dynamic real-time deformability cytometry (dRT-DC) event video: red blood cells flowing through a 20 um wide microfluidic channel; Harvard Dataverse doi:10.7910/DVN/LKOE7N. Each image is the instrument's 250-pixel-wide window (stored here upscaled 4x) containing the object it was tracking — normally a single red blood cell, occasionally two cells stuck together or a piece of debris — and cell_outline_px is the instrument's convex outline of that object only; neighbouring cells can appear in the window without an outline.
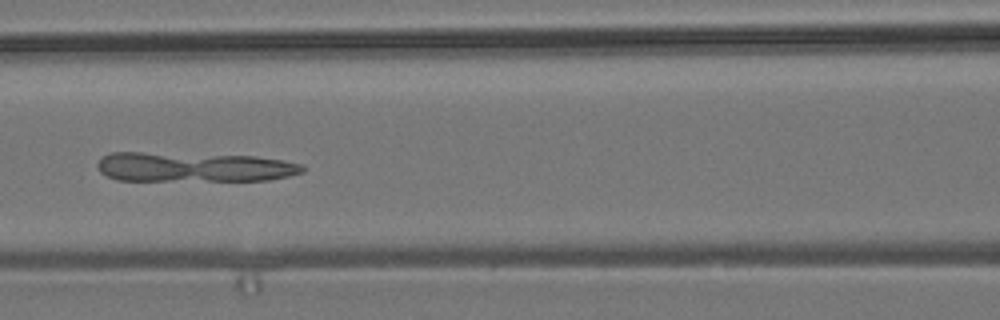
{"species": "common noctule bat (a hibernating species)", "species_latin": "Nyctalus noctula", "temperature_condition": "room temperature", "stored_images_in_passage": 54, "camera_frame_rate_fps": 3000, "um_per_image_px": 0.085, "animal": {"sex": "male", "body_mass_g": 19.2, "forearm_length_mm": 51.8}, "frame": {"image": 1, "passage_image": 24, "time_ms": 7.667, "image_size_px": [1000, 320], "cell_outline_px": [[304, 172], [288, 176], [268, 180], [116, 180], [100, 172], [96, 164], [104, 156], [112, 152], [140, 152], [256, 156], [284, 160], [304, 164]], "centroid_in_image_um": [16.5, 14.19], "position_along_channel_um": 150.1, "area_um2": 35.37}}
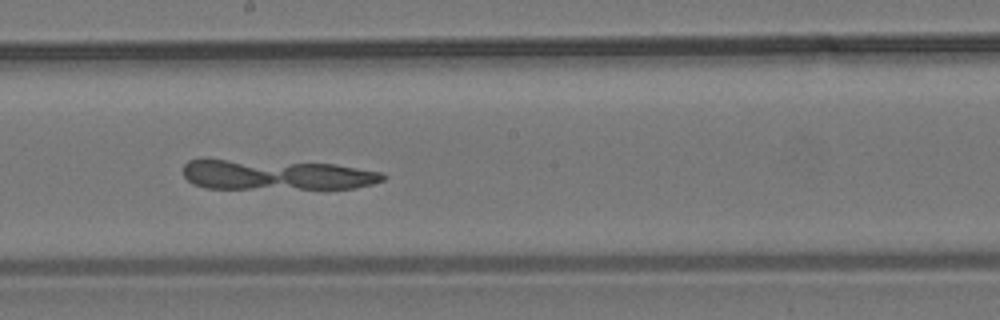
{"frame": {"image": 2, "passage_image": 30, "time_ms": 9.667, "image_size_px": [1000, 320], "cell_outline_px": [[388, 176], [384, 180], [372, 184], [356, 188], [204, 188], [192, 184], [184, 176], [184, 164], [188, 160], [200, 156], [204, 156], [336, 164], [384, 172]], "centroid_in_image_um": [23.39, 14.8], "position_along_channel_um": 224.8, "area_um2": 36.65}}
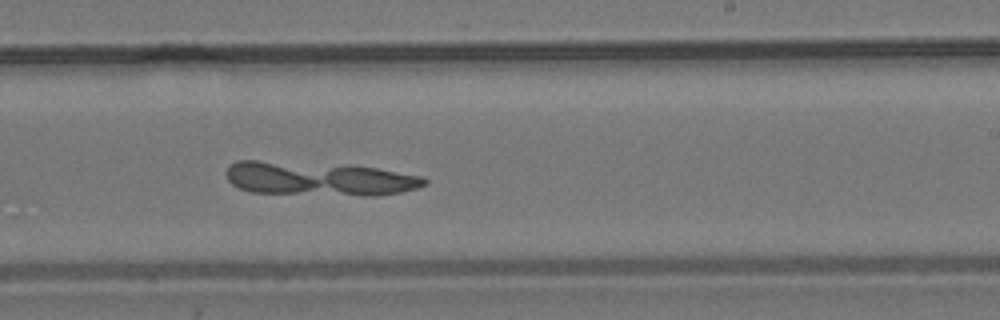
{"frame": {"image": 3, "passage_image": 33, "time_ms": 10.667, "image_size_px": [1000, 320], "cell_outline_px": [[428, 184], [416, 188], [400, 192], [376, 196], [360, 196], [252, 192], [240, 188], [232, 184], [228, 180], [224, 172], [228, 164], [236, 160], [256, 160], [376, 168], [420, 176], [428, 180]], "centroid_in_image_um": [27.05, 15.21], "position_along_channel_um": 261.9, "area_um2": 38.84}}